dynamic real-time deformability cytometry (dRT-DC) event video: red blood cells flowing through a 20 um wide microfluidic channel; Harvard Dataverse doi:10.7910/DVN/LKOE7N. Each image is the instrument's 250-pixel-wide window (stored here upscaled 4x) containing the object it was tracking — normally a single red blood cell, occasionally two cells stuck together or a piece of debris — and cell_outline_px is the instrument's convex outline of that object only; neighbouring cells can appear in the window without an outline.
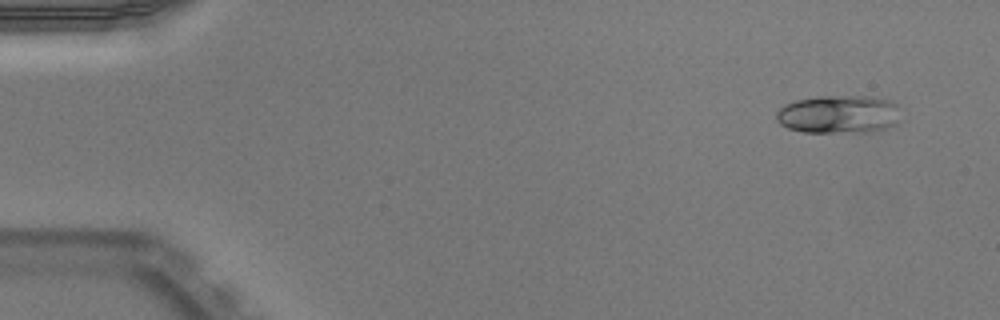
{"species": "Egyptian fruit bat (a non-hibernating species)", "species_latin": "Rousettus aegyptiacus", "temperature_condition": "warm", "stored_images_in_passage": 12, "camera_frame_rate_fps": 3000, "um_per_image_px": 0.085, "animal": {"sex": "male"}, "frame": {"image": 1, "passage_image": 3, "time_ms": 0.667, "image_size_px": [1000, 320], "cell_outline_px": [[900, 120], [896, 124], [888, 128], [872, 132], [804, 132], [788, 128], [780, 124], [776, 120], [776, 112], [784, 104], [796, 100], [820, 96], [868, 96], [888, 100], [896, 104], [900, 108]], "centroid_in_image_um": [71.32, 9.72], "position_along_channel_um": 13.7, "area_um2": 28.03}}